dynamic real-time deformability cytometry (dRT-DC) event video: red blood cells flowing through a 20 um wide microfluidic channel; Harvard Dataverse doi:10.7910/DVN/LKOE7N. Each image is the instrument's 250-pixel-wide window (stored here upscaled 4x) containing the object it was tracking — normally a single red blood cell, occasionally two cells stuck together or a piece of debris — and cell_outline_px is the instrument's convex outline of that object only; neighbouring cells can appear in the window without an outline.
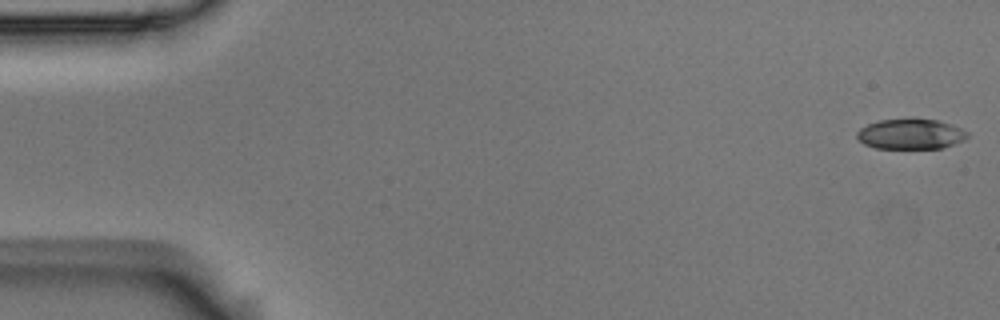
{"species": "Egyptian fruit bat (a non-hibernating species)", "species_latin": "Rousettus aegyptiacus", "temperature_condition": "room temperature", "stored_images_in_passage": 54, "camera_frame_rate_fps": 3000, "um_per_image_px": 0.085, "animal": {"sex": "male"}, "frame": {"image": 1, "passage_image": 1, "time_ms": 0.0, "image_size_px": [1000, 320], "cell_outline_px": [[968, 136], [964, 140], [944, 148], [876, 148], [864, 144], [856, 136], [856, 132], [860, 128], [868, 124], [880, 120], [912, 116], [936, 120], [952, 124], [968, 132]], "centroid_in_image_um": [77.41, 11.36], "position_along_channel_um": 7.6, "area_um2": 20.0}}
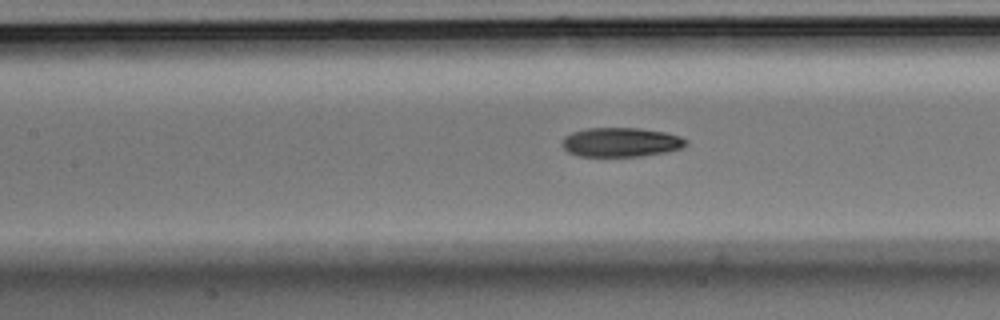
{"frame": {"image": 2, "passage_image": 24, "time_ms": 7.667, "image_size_px": [1000, 320], "cell_outline_px": [[688, 144], [680, 148], [668, 152], [640, 156], [580, 156], [568, 152], [560, 144], [564, 136], [572, 132], [588, 128], [640, 128], [664, 132], [680, 136], [688, 140]], "centroid_in_image_um": [52.78, 12.09], "position_along_channel_um": 154.6, "area_um2": 21.21}}
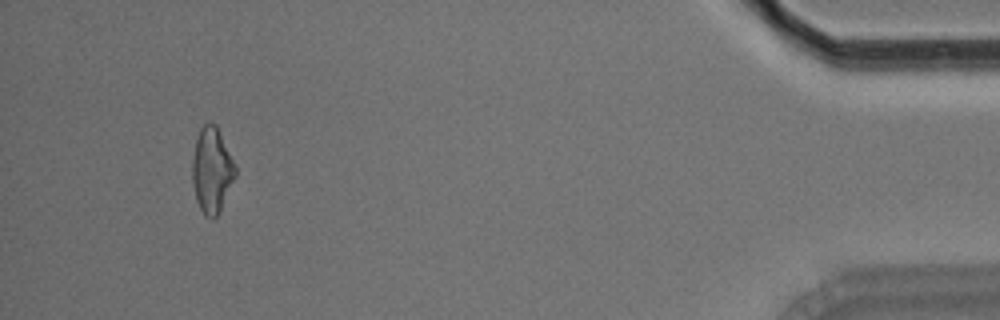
{"frame": {"image": 3, "passage_image": 51, "time_ms": 16.667, "image_size_px": [1000, 320], "cell_outline_px": [[236, 176], [216, 216], [212, 220], [204, 216], [196, 200], [192, 180], [192, 160], [196, 140], [200, 128], [204, 124], [216, 124], [236, 164]], "centroid_in_image_um": [18.01, 14.46], "position_along_channel_um": 417.2, "area_um2": 21.33}, "authors_computed_cell_mechanics": {"area_um2": 21.2126, "velocity_mm_per_s": 3.7022, "shape_relaxation_time_tau1_ms": 6.1933, "shape_relaxation_time_tau2_ms": 5.5234, "deformation_change_tau1": 0.159, "deformation_change_tau2": 0.14}}